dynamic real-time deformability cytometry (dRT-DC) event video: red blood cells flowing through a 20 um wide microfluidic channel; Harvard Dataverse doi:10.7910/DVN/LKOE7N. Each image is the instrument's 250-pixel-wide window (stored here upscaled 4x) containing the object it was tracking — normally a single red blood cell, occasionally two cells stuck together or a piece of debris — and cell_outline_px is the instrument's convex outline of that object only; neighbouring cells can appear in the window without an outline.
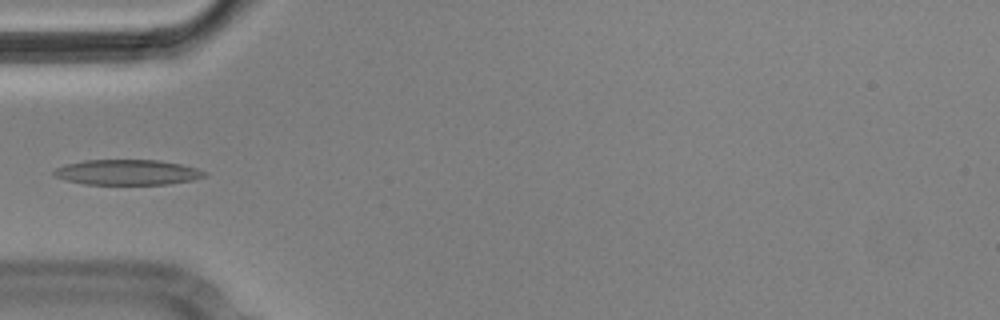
{"species": "Egyptian fruit bat (a non-hibernating species)", "species_latin": "Rousettus aegyptiacus", "temperature_condition": "cold", "stored_images_in_passage": 2, "camera_frame_rate_fps": 3000, "um_per_image_px": 0.085, "animal": {"sex": "male"}, "frame": {"image": 1, "passage_image": 2, "time_ms": 0.333, "image_size_px": [1000, 320], "cell_outline_px": [[208, 176], [192, 180], [168, 184], [84, 184], [64, 180], [56, 176], [52, 172], [56, 168], [64, 164], [84, 160], [160, 160], [180, 164], [196, 168], [208, 172]], "centroid_in_image_um": [10.83, 14.64], "position_along_channel_um": 74.2, "area_um2": 22.31}}